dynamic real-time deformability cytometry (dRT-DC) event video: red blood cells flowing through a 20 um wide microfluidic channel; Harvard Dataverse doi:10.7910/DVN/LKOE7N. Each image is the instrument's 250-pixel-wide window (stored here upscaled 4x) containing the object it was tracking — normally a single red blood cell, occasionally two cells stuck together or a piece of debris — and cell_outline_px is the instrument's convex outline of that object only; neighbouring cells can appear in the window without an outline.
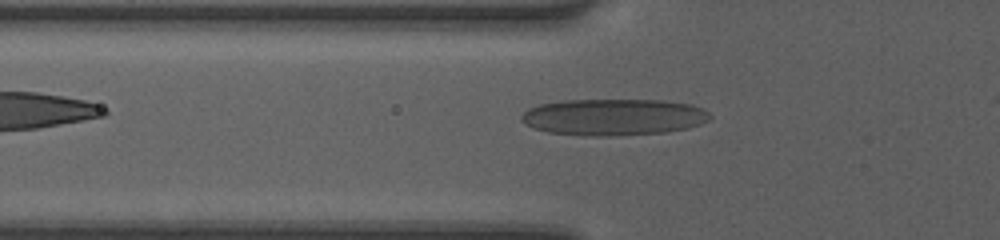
{"species": "human", "species_latin": "Homo sapiens", "temperature_condition": "room temperature", "stored_images_in_passage": 35, "camera_frame_rate_fps": 3000, "um_per_image_px": 0.085, "donor": {"sex": "female"}, "frame": {"image": 1, "passage_image": 7, "time_ms": 2.0, "image_size_px": [1000, 240], "cell_outline_px": [[712, 116], [708, 120], [700, 124], [688, 128], [668, 132], [608, 136], [588, 136], [548, 132], [532, 128], [524, 124], [520, 120], [520, 116], [528, 108], [540, 104], [564, 100], [664, 100], [692, 104], [704, 108]], "centroid_in_image_um": [52.15, 9.95], "position_along_channel_um": 73.6, "area_um2": 40.58}}
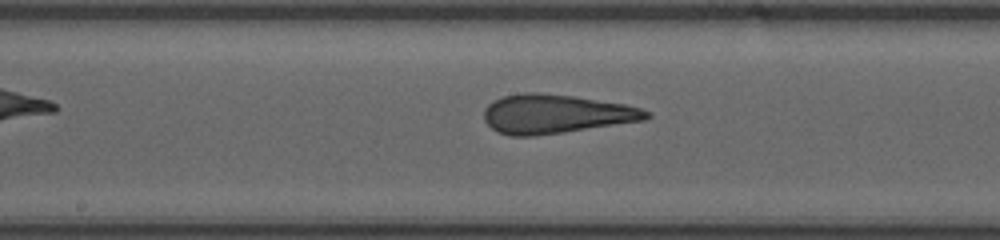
{"frame": {"image": 2, "passage_image": 16, "time_ms": 5.0, "image_size_px": [1000, 240], "cell_outline_px": [[652, 116], [644, 120], [532, 136], [512, 136], [496, 132], [484, 120], [484, 108], [492, 100], [504, 96], [528, 92], [536, 92], [572, 96], [624, 104], [640, 108], [652, 112]], "centroid_in_image_um": [47.2, 9.68], "position_along_channel_um": 201.0, "area_um2": 36.53}}
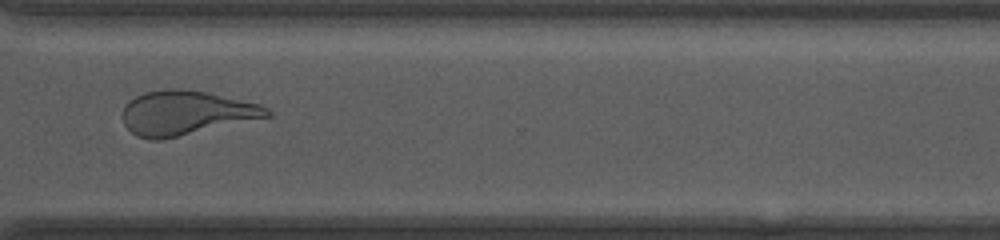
{"frame": {"image": 3, "passage_image": 27, "time_ms": 8.667, "image_size_px": [1000, 240], "cell_outline_px": [[272, 116], [160, 140], [152, 140], [136, 136], [124, 124], [120, 116], [124, 104], [128, 100], [144, 92], [168, 88], [180, 88], [208, 92], [260, 104], [268, 108], [272, 112]], "centroid_in_image_um": [15.77, 9.58], "position_along_channel_um": 354.8, "area_um2": 37.57}}